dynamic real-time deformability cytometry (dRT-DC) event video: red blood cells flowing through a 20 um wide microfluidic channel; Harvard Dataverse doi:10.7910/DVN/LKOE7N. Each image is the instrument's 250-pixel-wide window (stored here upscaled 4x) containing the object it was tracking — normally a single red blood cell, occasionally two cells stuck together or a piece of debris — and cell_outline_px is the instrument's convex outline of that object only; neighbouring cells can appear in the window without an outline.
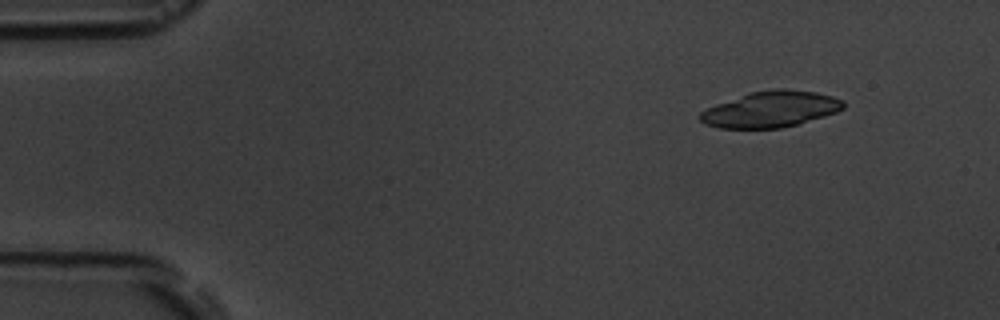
{"species": "common noctule bat (a hibernating species)", "species_latin": "Nyctalus noctula", "temperature_condition": "room temperature", "stored_images_in_passage": 3, "camera_frame_rate_fps": 3000, "um_per_image_px": 0.085, "animal": {"sex": "male", "body_mass_g": 19.5, "forearm_length_mm": 54.6}, "frame": {"image": 1, "passage_image": 1, "time_ms": 0.0, "image_size_px": [1000, 320], "cell_outline_px": [[844, 108], [836, 112], [824, 116], [796, 124], [780, 128], [720, 128], [704, 124], [700, 120], [700, 112], [716, 104], [748, 92], [772, 88], [784, 88], [816, 92], [832, 96], [844, 100]], "centroid_in_image_um": [65.51, 9.27], "position_along_channel_um": 19.5, "area_um2": 30.11}}